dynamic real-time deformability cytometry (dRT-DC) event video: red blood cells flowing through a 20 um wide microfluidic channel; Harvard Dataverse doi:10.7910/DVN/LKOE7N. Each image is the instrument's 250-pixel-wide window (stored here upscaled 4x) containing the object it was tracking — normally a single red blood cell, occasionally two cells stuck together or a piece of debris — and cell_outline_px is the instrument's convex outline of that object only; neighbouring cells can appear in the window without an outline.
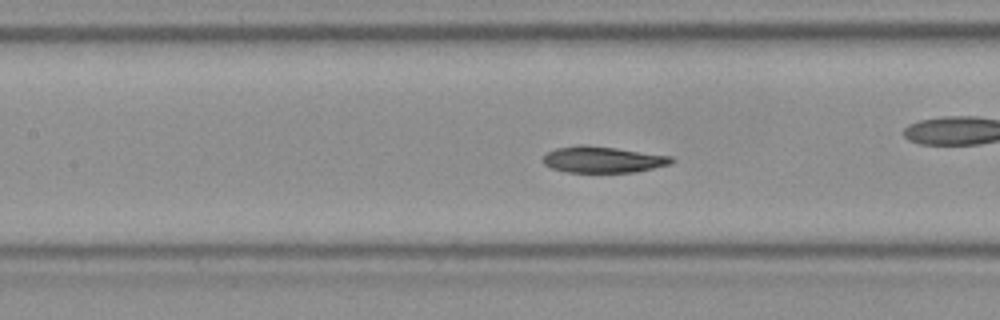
{"species": "Egyptian fruit bat (a non-hibernating species)", "species_latin": "Rousettus aegyptiacus", "temperature_condition": "room temperature", "stored_images_in_passage": 54, "camera_frame_rate_fps": 3000, "um_per_image_px": 0.085, "frame": {"image": 1, "passage_image": 24, "time_ms": 7.667, "image_size_px": [1000, 320], "cell_outline_px": [[676, 160], [672, 164], [636, 172], [568, 172], [552, 168], [544, 164], [540, 160], [548, 152], [556, 148], [576, 144], [588, 144], [672, 156]], "centroid_in_image_um": [51.25, 13.55], "position_along_channel_um": 156.2, "area_um2": 19.94}}
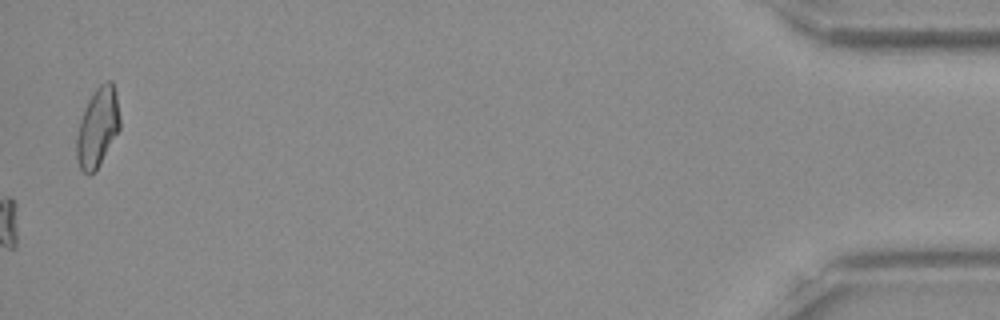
{"frame": {"image": 2, "passage_image": 54, "time_ms": 17.667, "image_size_px": [1000, 320], "cell_outline_px": [[120, 128], [100, 164], [88, 176], [80, 168], [76, 160], [76, 136], [80, 120], [88, 100], [96, 88], [104, 80], [112, 80], [116, 92], [120, 116]], "centroid_in_image_um": [8.3, 10.8], "position_along_channel_um": 426.9, "area_um2": 20.06}, "authors_computed_cell_mechanics": {"area_um2": 20.3167, "velocity_mm_per_s": 3.8674, "shape_relaxation_time_tau1_ms": 7.937, "shape_relaxation_time_tau2_ms": 5.254, "deformation_change_tau1": 0.2008, "deformation_change_tau2": 0.1066}}